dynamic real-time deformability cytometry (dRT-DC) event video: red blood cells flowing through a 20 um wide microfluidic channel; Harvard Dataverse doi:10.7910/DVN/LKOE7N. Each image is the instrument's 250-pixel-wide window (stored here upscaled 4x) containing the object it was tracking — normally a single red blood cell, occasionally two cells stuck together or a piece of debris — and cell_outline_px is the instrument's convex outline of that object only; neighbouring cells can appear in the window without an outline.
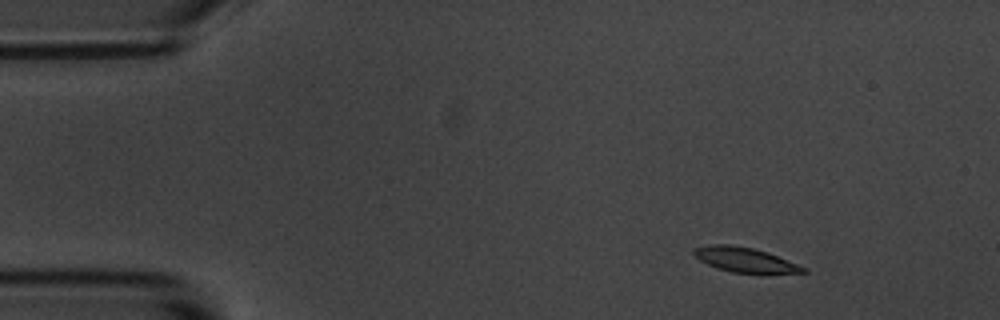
{"species": "common noctule bat (a hibernating species)", "species_latin": "Nyctalus noctula", "temperature_condition": "room temperature", "stored_images_in_passage": 10, "camera_frame_rate_fps": 3000, "um_per_image_px": 0.085, "animal": {"sex": "male", "body_mass_g": 20.1, "forearm_length_mm": 53.5}, "frame": {"image": 1, "passage_image": 1, "time_ms": 0.0, "image_size_px": [1000, 320], "cell_outline_px": [[808, 272], [732, 272], [716, 268], [700, 260], [692, 252], [692, 248], [708, 244], [728, 244], [752, 248], [768, 252], [808, 268]], "centroid_in_image_um": [63.27, 22.05], "position_along_channel_um": 21.7, "area_um2": 15.49}}
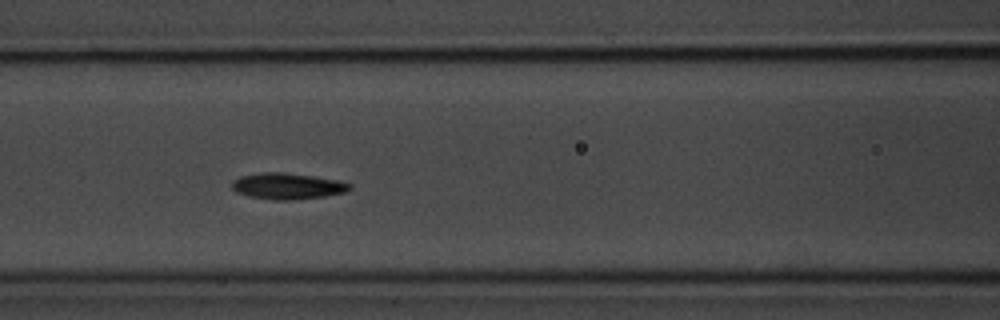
{"frame": {"image": 2, "passage_image": 6, "time_ms": 5.667, "image_size_px": [1000, 320], "cell_outline_px": [[352, 188], [348, 192], [324, 196], [296, 200], [272, 200], [248, 196], [236, 192], [232, 188], [232, 180], [240, 176], [260, 172], [284, 172], [312, 176], [336, 180], [352, 184]], "centroid_in_image_um": [24.42, 15.82], "position_along_channel_um": 142.2, "area_um2": 18.15}}
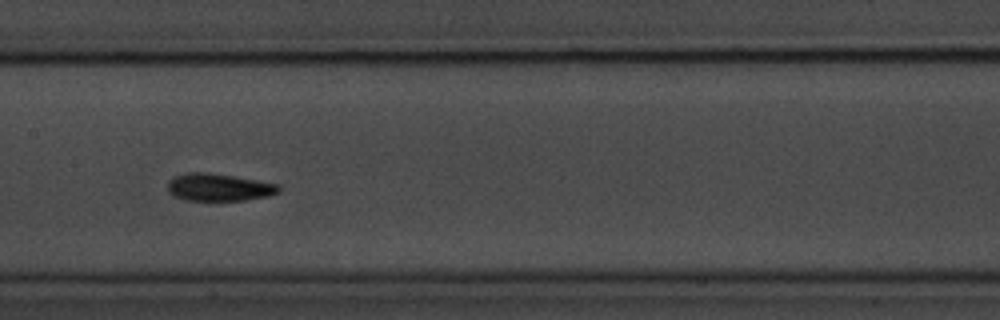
{"frame": {"image": 3, "passage_image": 7, "time_ms": 7.0, "image_size_px": [1000, 320], "cell_outline_px": [[280, 192], [268, 196], [244, 200], [184, 200], [172, 196], [168, 192], [168, 180], [176, 176], [188, 172], [208, 172], [280, 184]], "centroid_in_image_um": [18.59, 15.92], "position_along_channel_um": 188.8, "area_um2": 17.8}}